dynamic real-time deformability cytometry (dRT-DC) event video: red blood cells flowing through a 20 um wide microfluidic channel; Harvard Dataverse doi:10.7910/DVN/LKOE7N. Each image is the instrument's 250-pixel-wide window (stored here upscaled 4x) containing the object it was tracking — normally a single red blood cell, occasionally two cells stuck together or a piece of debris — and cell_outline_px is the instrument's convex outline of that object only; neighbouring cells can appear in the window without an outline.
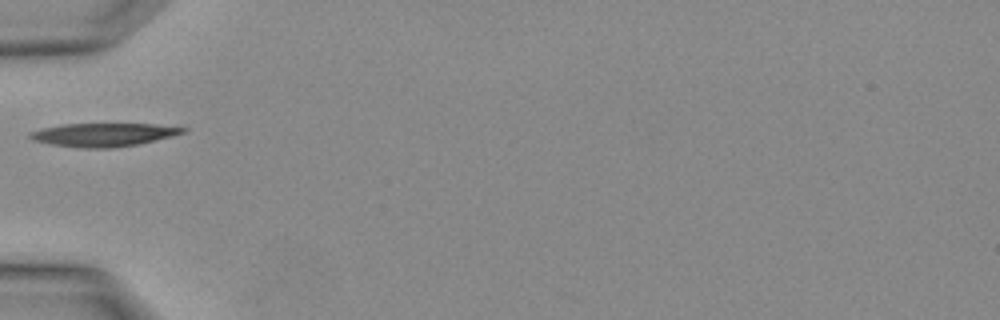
{"species": "Egyptian fruit bat (a non-hibernating species)", "species_latin": "Rousettus aegyptiacus", "temperature_condition": "warm", "stored_images_in_passage": 2, "camera_frame_rate_fps": 3000, "um_per_image_px": 0.085, "animal": {"sex": "female"}, "frame": {"image": 1, "passage_image": 2, "time_ms": 0.333, "image_size_px": [1000, 320], "cell_outline_px": [[188, 128], [184, 132], [172, 136], [140, 144], [112, 148], [84, 148], [52, 144], [36, 140], [28, 136], [32, 132], [40, 128], [64, 124], [156, 124]], "centroid_in_image_um": [8.84, 11.45], "position_along_channel_um": 76.2, "area_um2": 20.58}}